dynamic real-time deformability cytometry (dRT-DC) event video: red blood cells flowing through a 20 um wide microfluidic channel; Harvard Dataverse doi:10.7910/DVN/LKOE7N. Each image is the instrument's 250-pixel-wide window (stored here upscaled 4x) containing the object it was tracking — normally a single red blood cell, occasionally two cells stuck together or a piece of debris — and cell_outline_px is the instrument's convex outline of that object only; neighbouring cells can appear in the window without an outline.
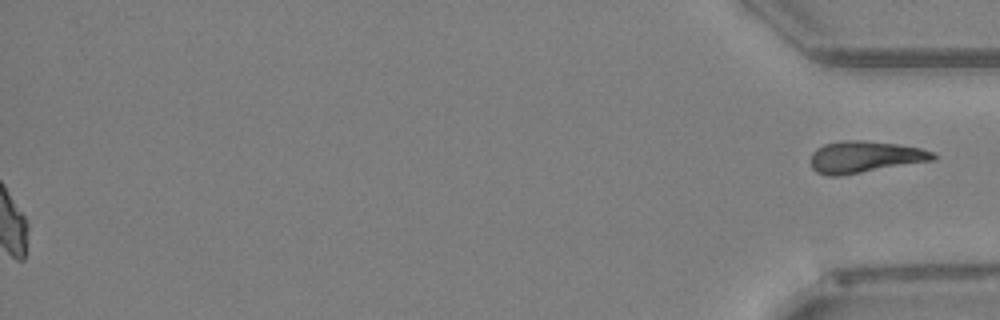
{"species": "Egyptian fruit bat (a non-hibernating species)", "species_latin": "Rousettus aegyptiacus", "temperature_condition": "warm", "stored_images_in_passage": 45, "segment_of_instrument_passage": [2, 2], "camera_frame_rate_fps": 3000, "um_per_image_px": 0.085, "animal": {"sex": "female"}, "frame": {"image": 1, "passage_image": 45, "time_ms": 14.667, "image_size_px": [1000, 320], "cell_outline_px": [[936, 160], [840, 176], [828, 176], [816, 172], [812, 168], [812, 152], [816, 148], [824, 144], [840, 140], [860, 140], [896, 144], [920, 148], [936, 152]], "centroid_in_image_um": [73.52, 13.34], "position_along_channel_um": 361.7, "area_um2": 22.77}}